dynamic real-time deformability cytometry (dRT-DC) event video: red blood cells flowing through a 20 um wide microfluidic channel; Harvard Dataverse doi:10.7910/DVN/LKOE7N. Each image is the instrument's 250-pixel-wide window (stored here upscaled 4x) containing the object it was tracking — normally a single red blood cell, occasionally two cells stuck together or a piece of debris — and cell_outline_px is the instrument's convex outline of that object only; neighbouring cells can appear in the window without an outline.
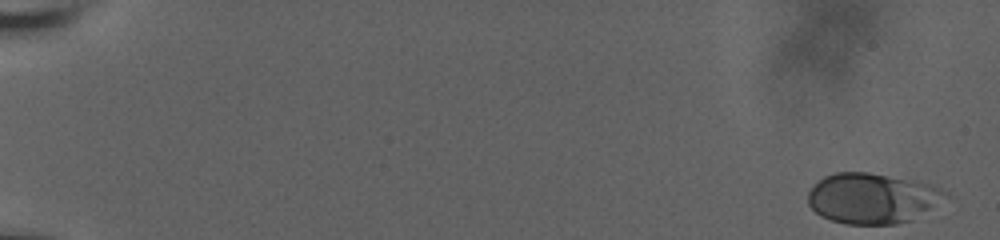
{"species": "human", "species_latin": "Homo sapiens", "temperature_condition": "room temperature", "stored_images_in_passage": 58, "camera_frame_rate_fps": 3000, "um_per_image_px": 0.085, "donor": {"sex": "male"}, "frame": {"image": 1, "passage_image": 1, "time_ms": 0.0, "image_size_px": [1000, 240], "cell_outline_px": [[948, 196], [912, 220], [896, 224], [848, 224], [832, 220], [820, 216], [808, 204], [808, 192], [824, 176], [836, 172], [868, 172], [920, 180], [932, 184], [948, 192]], "centroid_in_image_um": [74.16, 16.84], "position_along_channel_um": 10.8, "area_um2": 40.46}}
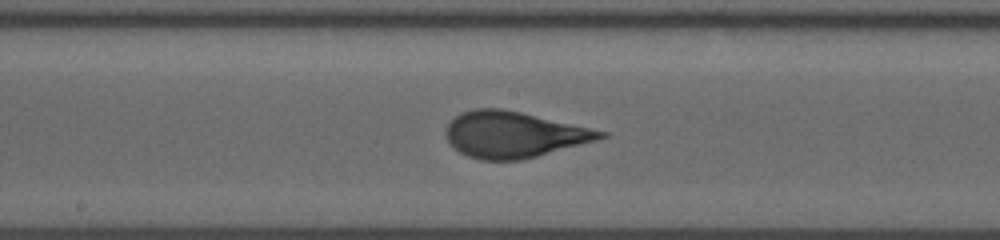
{"frame": {"image": 2, "passage_image": 33, "time_ms": 10.667, "image_size_px": [1000, 240], "cell_outline_px": [[608, 136], [596, 140], [536, 156], [520, 160], [480, 160], [468, 156], [460, 152], [444, 136], [444, 128], [460, 112], [476, 108], [500, 108], [520, 112], [608, 132]], "centroid_in_image_um": [43.62, 11.43], "position_along_channel_um": 204.6, "area_um2": 41.1}}
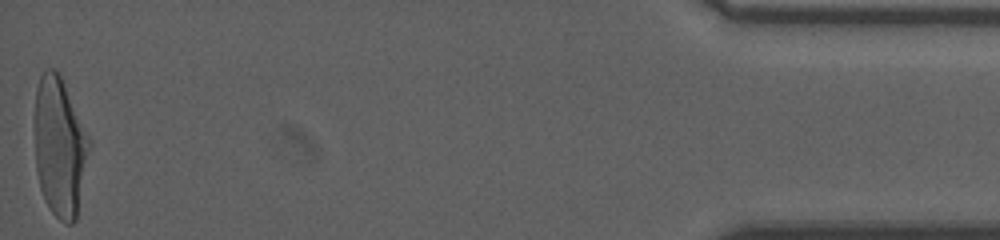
{"frame": {"image": 3, "passage_image": 58, "time_ms": 19.0, "image_size_px": [1000, 240], "cell_outline_px": [[92, 144], [76, 220], [72, 224], [64, 224], [52, 212], [44, 200], [40, 188], [36, 168], [36, 88], [40, 76], [44, 68], [56, 68], [92, 140]], "centroid_in_image_um": [5.11, 12.51], "position_along_channel_um": 430.1, "area_um2": 44.56}, "authors_computed_cell_mechanics": {"area_um2": 40.5756, "velocity_mm_per_s": 3.7006, "shape_relaxation_time_tau1_ms": 4.5239, "shape_relaxation_time_tau2_ms": null, "deformation_change_tau1": 0.1945, "deformation_change_tau2": null}}